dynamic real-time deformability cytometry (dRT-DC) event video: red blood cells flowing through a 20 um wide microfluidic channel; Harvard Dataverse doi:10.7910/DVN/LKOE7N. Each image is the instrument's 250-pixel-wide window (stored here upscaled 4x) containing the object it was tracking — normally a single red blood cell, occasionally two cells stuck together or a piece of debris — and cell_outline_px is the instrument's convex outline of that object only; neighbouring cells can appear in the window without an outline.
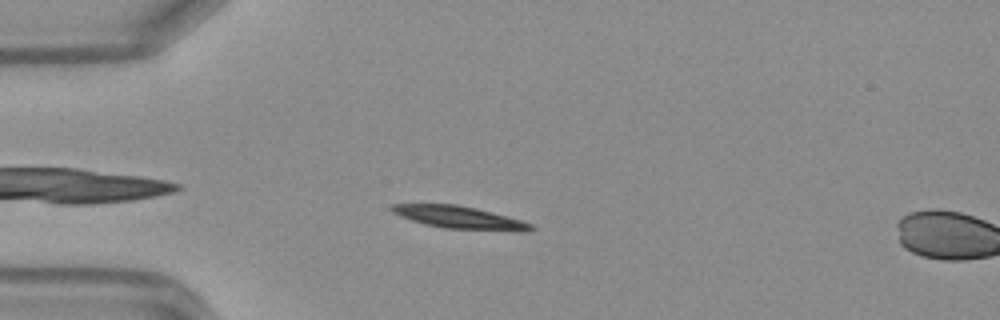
{"species": "Egyptian fruit bat (a non-hibernating species)", "species_latin": "Rousettus aegyptiacus", "temperature_condition": "warm", "stored_images_in_passage": 5, "camera_frame_rate_fps": 3000, "um_per_image_px": 0.085, "frame": {"image": 1, "passage_image": 3, "time_ms": 0.667, "image_size_px": [1000, 320], "cell_outline_px": [[536, 228], [528, 232], [512, 232], [444, 228], [424, 224], [400, 216], [392, 212], [388, 208], [392, 204], [456, 204], [476, 208], [492, 212], [520, 220], [532, 224]], "centroid_in_image_um": [39.1, 18.5], "position_along_channel_um": 45.9, "area_um2": 18.55}}